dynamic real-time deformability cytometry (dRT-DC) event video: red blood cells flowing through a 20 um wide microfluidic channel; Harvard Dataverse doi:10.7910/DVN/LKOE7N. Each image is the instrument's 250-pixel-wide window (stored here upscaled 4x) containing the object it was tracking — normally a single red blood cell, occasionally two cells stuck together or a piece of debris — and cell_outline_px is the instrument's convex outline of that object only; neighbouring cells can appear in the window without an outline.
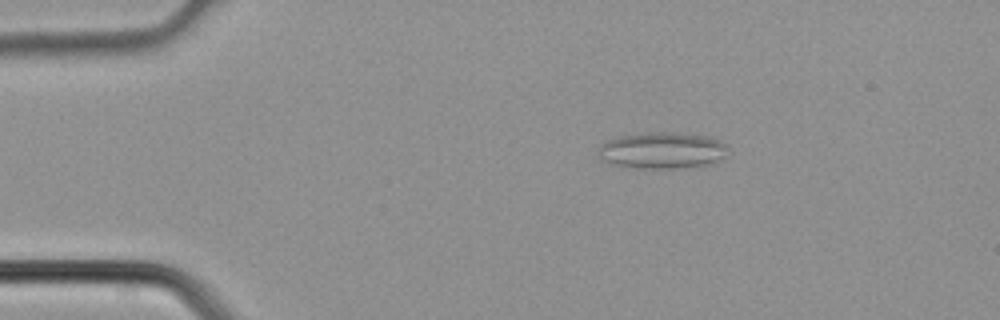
{"species": "common noctule bat (a hibernating species)", "species_latin": "Nyctalus noctula", "temperature_condition": "cold", "stored_images_in_passage": 3, "camera_frame_rate_fps": 3000, "um_per_image_px": 0.085, "animal": {"sex": "male", "body_mass_g": 21.5, "forearm_length_mm": 52.0}, "frame": {"image": 1, "passage_image": 2, "time_ms": 0.333, "image_size_px": [1000, 320], "cell_outline_px": [[728, 148], [716, 160], [708, 164], [680, 168], [636, 168], [612, 164], [600, 160], [596, 152], [600, 144], [604, 140], [620, 136], [648, 132], [672, 132], [708, 136], [720, 140]], "centroid_in_image_um": [56.17, 12.77], "position_along_channel_um": 28.8, "area_um2": 27.57}}